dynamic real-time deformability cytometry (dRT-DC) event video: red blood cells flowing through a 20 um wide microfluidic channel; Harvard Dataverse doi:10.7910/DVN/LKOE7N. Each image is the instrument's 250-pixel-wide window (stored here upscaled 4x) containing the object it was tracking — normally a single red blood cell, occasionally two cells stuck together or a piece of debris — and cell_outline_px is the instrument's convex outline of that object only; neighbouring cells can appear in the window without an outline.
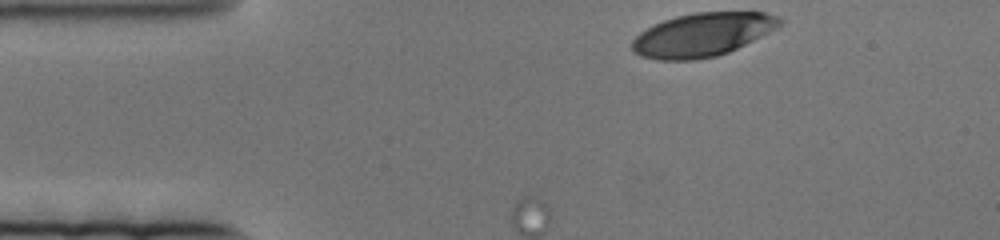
{"species": "human", "species_latin": "Homo sapiens", "temperature_condition": "cold", "stored_images_in_passage": 31, "camera_frame_rate_fps": 3000, "um_per_image_px": 0.085, "donor": {"sex": "female"}, "frame": {"image": 1, "passage_image": 1, "time_ms": 0.0, "image_size_px": [1000, 240], "cell_outline_px": [[784, 20], [776, 28], [728, 52], [716, 56], [696, 60], [656, 60], [640, 56], [632, 48], [632, 40], [640, 32], [664, 20], [676, 16], [696, 12], [764, 12], [776, 16]], "centroid_in_image_um": [59.68, 2.95], "position_along_channel_um": 25.3, "area_um2": 37.05}}